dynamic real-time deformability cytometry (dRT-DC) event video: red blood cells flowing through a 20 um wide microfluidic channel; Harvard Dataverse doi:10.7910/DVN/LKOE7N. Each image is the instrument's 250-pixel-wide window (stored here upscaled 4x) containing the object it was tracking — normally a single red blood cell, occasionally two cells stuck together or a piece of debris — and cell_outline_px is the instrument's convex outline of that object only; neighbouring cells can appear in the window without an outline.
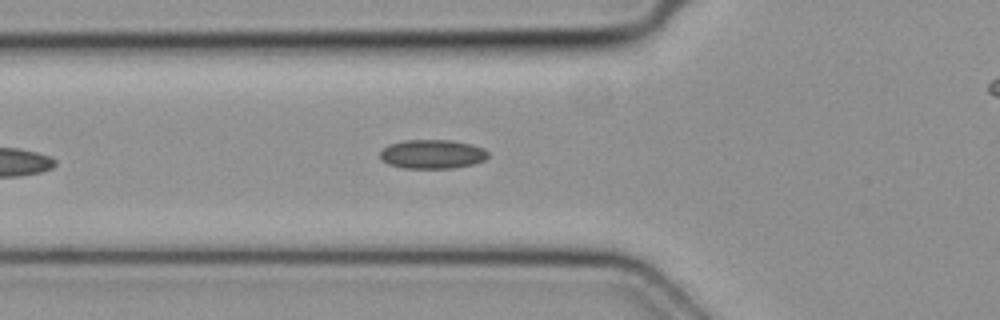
{"species": "common noctule bat (a hibernating species)", "species_latin": "Nyctalus noctula", "temperature_condition": "cold", "stored_images_in_passage": 26, "camera_frame_rate_fps": 3000, "um_per_image_px": 0.085, "animal": {"sex": "female", "body_mass_g": 19.3, "forearm_length_mm": 54.1}, "frame": {"image": 1, "passage_image": 8, "time_ms": 2.333, "image_size_px": [1000, 320], "cell_outline_px": [[488, 156], [484, 160], [472, 164], [452, 168], [404, 168], [388, 164], [380, 160], [380, 148], [388, 144], [404, 140], [452, 140], [472, 144], [484, 148], [488, 152]], "centroid_in_image_um": [36.7, 13.09], "position_along_channel_um": 89.1, "area_um2": 18.5}}